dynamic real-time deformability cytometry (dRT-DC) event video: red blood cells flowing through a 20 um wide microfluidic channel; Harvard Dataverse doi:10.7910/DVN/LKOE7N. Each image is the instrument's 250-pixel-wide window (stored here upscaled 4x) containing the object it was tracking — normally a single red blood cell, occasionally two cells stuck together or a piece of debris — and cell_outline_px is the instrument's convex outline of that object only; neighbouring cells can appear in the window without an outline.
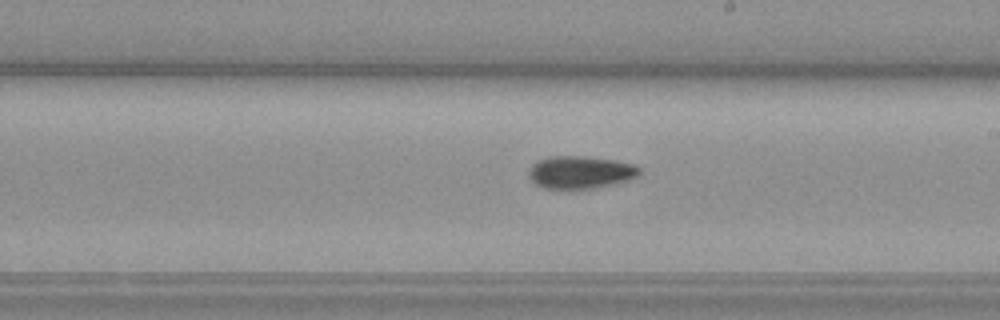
{"species": "common noctule bat (a hibernating species)", "species_latin": "Nyctalus noctula", "temperature_condition": "warm", "stored_images_in_passage": 50, "camera_frame_rate_fps": 3000, "um_per_image_px": 0.085, "animal": {"sex": "female", "body_mass_g": 19.3, "forearm_length_mm": 54.1}, "frame": {"image": 1, "passage_image": 29, "time_ms": 9.333, "image_size_px": [1000, 320], "cell_outline_px": [[644, 172], [640, 176], [616, 184], [596, 188], [544, 188], [536, 184], [528, 176], [528, 168], [532, 160], [544, 156], [596, 156], [620, 160], [640, 164], [644, 168]], "centroid_in_image_um": [49.42, 14.6], "position_along_channel_um": 239.6, "area_um2": 22.25}, "authors_computed_cell_mechanics": {"area_um2": 20.2878, "velocity_mm_per_s": 3.5522, "shape_relaxation_time_tau1_ms": 6.2051, "shape_relaxation_time_tau2_ms": null, "deformation_change_tau1": 0.1987, "deformation_change_tau2": null}}